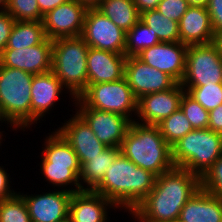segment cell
<instances>
[{"label":"cell","instance_id":"6da1fadb","mask_svg":"<svg viewBox=\"0 0 222 222\" xmlns=\"http://www.w3.org/2000/svg\"><path fill=\"white\" fill-rule=\"evenodd\" d=\"M200 187L198 175L174 167L156 177L152 191L128 214L138 222H177L181 209Z\"/></svg>","mask_w":222,"mask_h":222},{"label":"cell","instance_id":"7a4b0ae2","mask_svg":"<svg viewBox=\"0 0 222 222\" xmlns=\"http://www.w3.org/2000/svg\"><path fill=\"white\" fill-rule=\"evenodd\" d=\"M156 177L120 153L93 191L110 200L119 210L131 212L152 191Z\"/></svg>","mask_w":222,"mask_h":222},{"label":"cell","instance_id":"3957f363","mask_svg":"<svg viewBox=\"0 0 222 222\" xmlns=\"http://www.w3.org/2000/svg\"><path fill=\"white\" fill-rule=\"evenodd\" d=\"M121 153L141 167L160 176L175 166L172 148L161 135L157 125L132 121L121 144Z\"/></svg>","mask_w":222,"mask_h":222},{"label":"cell","instance_id":"277c9868","mask_svg":"<svg viewBox=\"0 0 222 222\" xmlns=\"http://www.w3.org/2000/svg\"><path fill=\"white\" fill-rule=\"evenodd\" d=\"M81 36L53 40L52 69L74 100L87 88V52Z\"/></svg>","mask_w":222,"mask_h":222},{"label":"cell","instance_id":"5b68a950","mask_svg":"<svg viewBox=\"0 0 222 222\" xmlns=\"http://www.w3.org/2000/svg\"><path fill=\"white\" fill-rule=\"evenodd\" d=\"M171 148L174 166L201 178L222 155V134L208 128L194 129Z\"/></svg>","mask_w":222,"mask_h":222},{"label":"cell","instance_id":"8992f818","mask_svg":"<svg viewBox=\"0 0 222 222\" xmlns=\"http://www.w3.org/2000/svg\"><path fill=\"white\" fill-rule=\"evenodd\" d=\"M33 74L0 64V104L17 130L31 126V84Z\"/></svg>","mask_w":222,"mask_h":222},{"label":"cell","instance_id":"52a82bcc","mask_svg":"<svg viewBox=\"0 0 222 222\" xmlns=\"http://www.w3.org/2000/svg\"><path fill=\"white\" fill-rule=\"evenodd\" d=\"M71 101L76 108L108 111L127 117L131 121H135L138 112V100L125 77L114 82L87 85V88Z\"/></svg>","mask_w":222,"mask_h":222},{"label":"cell","instance_id":"ba28073f","mask_svg":"<svg viewBox=\"0 0 222 222\" xmlns=\"http://www.w3.org/2000/svg\"><path fill=\"white\" fill-rule=\"evenodd\" d=\"M222 83V55L214 42L189 45L182 86Z\"/></svg>","mask_w":222,"mask_h":222},{"label":"cell","instance_id":"9c48e42d","mask_svg":"<svg viewBox=\"0 0 222 222\" xmlns=\"http://www.w3.org/2000/svg\"><path fill=\"white\" fill-rule=\"evenodd\" d=\"M81 37L89 47L125 54L126 32L97 8H88Z\"/></svg>","mask_w":222,"mask_h":222},{"label":"cell","instance_id":"30bf717a","mask_svg":"<svg viewBox=\"0 0 222 222\" xmlns=\"http://www.w3.org/2000/svg\"><path fill=\"white\" fill-rule=\"evenodd\" d=\"M88 8L76 0H67L43 17L46 37L50 40L81 36Z\"/></svg>","mask_w":222,"mask_h":222},{"label":"cell","instance_id":"8fae6325","mask_svg":"<svg viewBox=\"0 0 222 222\" xmlns=\"http://www.w3.org/2000/svg\"><path fill=\"white\" fill-rule=\"evenodd\" d=\"M124 77L137 100L148 94L168 90L177 83L167 73L147 65L136 56L127 57Z\"/></svg>","mask_w":222,"mask_h":222},{"label":"cell","instance_id":"7c38bea8","mask_svg":"<svg viewBox=\"0 0 222 222\" xmlns=\"http://www.w3.org/2000/svg\"><path fill=\"white\" fill-rule=\"evenodd\" d=\"M95 136L107 147L120 148L131 125V120L122 115L94 108H76Z\"/></svg>","mask_w":222,"mask_h":222},{"label":"cell","instance_id":"4fadbf2b","mask_svg":"<svg viewBox=\"0 0 222 222\" xmlns=\"http://www.w3.org/2000/svg\"><path fill=\"white\" fill-rule=\"evenodd\" d=\"M188 45L178 42H160L136 55L147 65L167 73L180 83L185 73Z\"/></svg>","mask_w":222,"mask_h":222},{"label":"cell","instance_id":"5bb4252c","mask_svg":"<svg viewBox=\"0 0 222 222\" xmlns=\"http://www.w3.org/2000/svg\"><path fill=\"white\" fill-rule=\"evenodd\" d=\"M49 193L25 195L23 197L31 222H68L72 192L54 189Z\"/></svg>","mask_w":222,"mask_h":222},{"label":"cell","instance_id":"9a60e30c","mask_svg":"<svg viewBox=\"0 0 222 222\" xmlns=\"http://www.w3.org/2000/svg\"><path fill=\"white\" fill-rule=\"evenodd\" d=\"M53 41L46 38L42 43L26 48L4 49L0 53V64L17 68L33 75L52 69Z\"/></svg>","mask_w":222,"mask_h":222},{"label":"cell","instance_id":"2e32d148","mask_svg":"<svg viewBox=\"0 0 222 222\" xmlns=\"http://www.w3.org/2000/svg\"><path fill=\"white\" fill-rule=\"evenodd\" d=\"M184 92L182 85L176 83L168 90L141 97L138 100L137 119L135 121L146 125H157L180 108Z\"/></svg>","mask_w":222,"mask_h":222},{"label":"cell","instance_id":"e0dca14e","mask_svg":"<svg viewBox=\"0 0 222 222\" xmlns=\"http://www.w3.org/2000/svg\"><path fill=\"white\" fill-rule=\"evenodd\" d=\"M56 130L73 148L80 165L107 148L105 144L99 141L87 122L76 111L63 126Z\"/></svg>","mask_w":222,"mask_h":222},{"label":"cell","instance_id":"ac0fdd59","mask_svg":"<svg viewBox=\"0 0 222 222\" xmlns=\"http://www.w3.org/2000/svg\"><path fill=\"white\" fill-rule=\"evenodd\" d=\"M125 54L89 47L87 52V85L114 82L125 74Z\"/></svg>","mask_w":222,"mask_h":222},{"label":"cell","instance_id":"d6986e66","mask_svg":"<svg viewBox=\"0 0 222 222\" xmlns=\"http://www.w3.org/2000/svg\"><path fill=\"white\" fill-rule=\"evenodd\" d=\"M109 208L117 209L110 200L93 190L73 192L68 222H107Z\"/></svg>","mask_w":222,"mask_h":222},{"label":"cell","instance_id":"ffe728a7","mask_svg":"<svg viewBox=\"0 0 222 222\" xmlns=\"http://www.w3.org/2000/svg\"><path fill=\"white\" fill-rule=\"evenodd\" d=\"M65 87L57 76L52 72L33 75L31 84V126L45 114H50V110L59 99Z\"/></svg>","mask_w":222,"mask_h":222},{"label":"cell","instance_id":"44dd1931","mask_svg":"<svg viewBox=\"0 0 222 222\" xmlns=\"http://www.w3.org/2000/svg\"><path fill=\"white\" fill-rule=\"evenodd\" d=\"M180 42L186 45L207 44L214 41V31L206 7L190 6L179 23Z\"/></svg>","mask_w":222,"mask_h":222},{"label":"cell","instance_id":"7402d4cb","mask_svg":"<svg viewBox=\"0 0 222 222\" xmlns=\"http://www.w3.org/2000/svg\"><path fill=\"white\" fill-rule=\"evenodd\" d=\"M177 222H222V199L200 187L181 209Z\"/></svg>","mask_w":222,"mask_h":222},{"label":"cell","instance_id":"603a6c76","mask_svg":"<svg viewBox=\"0 0 222 222\" xmlns=\"http://www.w3.org/2000/svg\"><path fill=\"white\" fill-rule=\"evenodd\" d=\"M44 139L42 147V163H52V165L69 166V168L79 177L80 164L77 154L64 137L55 130L48 133Z\"/></svg>","mask_w":222,"mask_h":222},{"label":"cell","instance_id":"cb8c5ba5","mask_svg":"<svg viewBox=\"0 0 222 222\" xmlns=\"http://www.w3.org/2000/svg\"><path fill=\"white\" fill-rule=\"evenodd\" d=\"M121 153L117 147H107L103 152L80 165L79 183L83 190H93L104 178L106 169ZM82 184H85L82 185ZM87 185V186H86Z\"/></svg>","mask_w":222,"mask_h":222},{"label":"cell","instance_id":"d4e9b609","mask_svg":"<svg viewBox=\"0 0 222 222\" xmlns=\"http://www.w3.org/2000/svg\"><path fill=\"white\" fill-rule=\"evenodd\" d=\"M97 9L126 33L141 18L133 0H103Z\"/></svg>","mask_w":222,"mask_h":222},{"label":"cell","instance_id":"484cf974","mask_svg":"<svg viewBox=\"0 0 222 222\" xmlns=\"http://www.w3.org/2000/svg\"><path fill=\"white\" fill-rule=\"evenodd\" d=\"M46 38L42 21H15L5 49L31 47Z\"/></svg>","mask_w":222,"mask_h":222},{"label":"cell","instance_id":"4316f807","mask_svg":"<svg viewBox=\"0 0 222 222\" xmlns=\"http://www.w3.org/2000/svg\"><path fill=\"white\" fill-rule=\"evenodd\" d=\"M140 20L152 28V32L156 33L160 42L180 41L178 22L162 15L157 9L141 13Z\"/></svg>","mask_w":222,"mask_h":222},{"label":"cell","instance_id":"83f0119b","mask_svg":"<svg viewBox=\"0 0 222 222\" xmlns=\"http://www.w3.org/2000/svg\"><path fill=\"white\" fill-rule=\"evenodd\" d=\"M160 43L156 33L152 32V28L148 27L143 21L139 20L126 33V57L136 56L142 50L150 48Z\"/></svg>","mask_w":222,"mask_h":222},{"label":"cell","instance_id":"f1b7e54d","mask_svg":"<svg viewBox=\"0 0 222 222\" xmlns=\"http://www.w3.org/2000/svg\"><path fill=\"white\" fill-rule=\"evenodd\" d=\"M40 166L44 179L49 181L48 183L54 186V188L58 187V189L63 190L65 187L64 190L72 193L83 190L79 183V177L69 166L52 165V163H41ZM70 185L73 186L74 189L71 188Z\"/></svg>","mask_w":222,"mask_h":222},{"label":"cell","instance_id":"f546056e","mask_svg":"<svg viewBox=\"0 0 222 222\" xmlns=\"http://www.w3.org/2000/svg\"><path fill=\"white\" fill-rule=\"evenodd\" d=\"M157 127L171 147L187 133L194 130L181 108L164 118L157 124Z\"/></svg>","mask_w":222,"mask_h":222},{"label":"cell","instance_id":"4dcf8cb0","mask_svg":"<svg viewBox=\"0 0 222 222\" xmlns=\"http://www.w3.org/2000/svg\"><path fill=\"white\" fill-rule=\"evenodd\" d=\"M207 111L222 104V83L204 86H182Z\"/></svg>","mask_w":222,"mask_h":222},{"label":"cell","instance_id":"1f68e13d","mask_svg":"<svg viewBox=\"0 0 222 222\" xmlns=\"http://www.w3.org/2000/svg\"><path fill=\"white\" fill-rule=\"evenodd\" d=\"M4 9L15 21H43L37 0H4Z\"/></svg>","mask_w":222,"mask_h":222},{"label":"cell","instance_id":"d6a6232c","mask_svg":"<svg viewBox=\"0 0 222 222\" xmlns=\"http://www.w3.org/2000/svg\"><path fill=\"white\" fill-rule=\"evenodd\" d=\"M0 222H31L26 203L20 192L0 202Z\"/></svg>","mask_w":222,"mask_h":222},{"label":"cell","instance_id":"836d02e7","mask_svg":"<svg viewBox=\"0 0 222 222\" xmlns=\"http://www.w3.org/2000/svg\"><path fill=\"white\" fill-rule=\"evenodd\" d=\"M180 108L194 129L208 128L209 111L200 105L186 91L183 93Z\"/></svg>","mask_w":222,"mask_h":222},{"label":"cell","instance_id":"e575fe53","mask_svg":"<svg viewBox=\"0 0 222 222\" xmlns=\"http://www.w3.org/2000/svg\"><path fill=\"white\" fill-rule=\"evenodd\" d=\"M201 188L222 199V155L200 178Z\"/></svg>","mask_w":222,"mask_h":222},{"label":"cell","instance_id":"d590c367","mask_svg":"<svg viewBox=\"0 0 222 222\" xmlns=\"http://www.w3.org/2000/svg\"><path fill=\"white\" fill-rule=\"evenodd\" d=\"M190 7L187 0H161L157 5V10L167 18L179 23L183 14Z\"/></svg>","mask_w":222,"mask_h":222},{"label":"cell","instance_id":"8d00e7d4","mask_svg":"<svg viewBox=\"0 0 222 222\" xmlns=\"http://www.w3.org/2000/svg\"><path fill=\"white\" fill-rule=\"evenodd\" d=\"M15 19L5 10L0 11V53L6 48Z\"/></svg>","mask_w":222,"mask_h":222},{"label":"cell","instance_id":"74e56055","mask_svg":"<svg viewBox=\"0 0 222 222\" xmlns=\"http://www.w3.org/2000/svg\"><path fill=\"white\" fill-rule=\"evenodd\" d=\"M206 9L210 15L214 33L222 30V0H208Z\"/></svg>","mask_w":222,"mask_h":222},{"label":"cell","instance_id":"f35d334b","mask_svg":"<svg viewBox=\"0 0 222 222\" xmlns=\"http://www.w3.org/2000/svg\"><path fill=\"white\" fill-rule=\"evenodd\" d=\"M6 171L7 170H5L3 166H0V202L11 198L16 194L13 189L11 190V186L9 184V182L11 183V178H9L10 174Z\"/></svg>","mask_w":222,"mask_h":222},{"label":"cell","instance_id":"ab89813d","mask_svg":"<svg viewBox=\"0 0 222 222\" xmlns=\"http://www.w3.org/2000/svg\"><path fill=\"white\" fill-rule=\"evenodd\" d=\"M208 129L222 134V104L209 111Z\"/></svg>","mask_w":222,"mask_h":222},{"label":"cell","instance_id":"60d3db41","mask_svg":"<svg viewBox=\"0 0 222 222\" xmlns=\"http://www.w3.org/2000/svg\"><path fill=\"white\" fill-rule=\"evenodd\" d=\"M66 1L67 0H37L40 12L43 16Z\"/></svg>","mask_w":222,"mask_h":222},{"label":"cell","instance_id":"b9f144b4","mask_svg":"<svg viewBox=\"0 0 222 222\" xmlns=\"http://www.w3.org/2000/svg\"><path fill=\"white\" fill-rule=\"evenodd\" d=\"M139 13H143L148 10H153L157 8V5L161 0H133Z\"/></svg>","mask_w":222,"mask_h":222},{"label":"cell","instance_id":"7bdbcfd3","mask_svg":"<svg viewBox=\"0 0 222 222\" xmlns=\"http://www.w3.org/2000/svg\"><path fill=\"white\" fill-rule=\"evenodd\" d=\"M87 8H97L103 0H76Z\"/></svg>","mask_w":222,"mask_h":222},{"label":"cell","instance_id":"ee69618b","mask_svg":"<svg viewBox=\"0 0 222 222\" xmlns=\"http://www.w3.org/2000/svg\"><path fill=\"white\" fill-rule=\"evenodd\" d=\"M213 42L216 44L218 51L222 55V30L215 33Z\"/></svg>","mask_w":222,"mask_h":222},{"label":"cell","instance_id":"f6af8a7d","mask_svg":"<svg viewBox=\"0 0 222 222\" xmlns=\"http://www.w3.org/2000/svg\"><path fill=\"white\" fill-rule=\"evenodd\" d=\"M190 6L206 7L208 0H187Z\"/></svg>","mask_w":222,"mask_h":222},{"label":"cell","instance_id":"bcb514c9","mask_svg":"<svg viewBox=\"0 0 222 222\" xmlns=\"http://www.w3.org/2000/svg\"><path fill=\"white\" fill-rule=\"evenodd\" d=\"M0 123H7L9 124L11 128H13V130H16L17 128L9 121V119L6 117V115L4 114L3 112V109L1 107V104H0ZM7 121V122H6Z\"/></svg>","mask_w":222,"mask_h":222},{"label":"cell","instance_id":"7dc6e473","mask_svg":"<svg viewBox=\"0 0 222 222\" xmlns=\"http://www.w3.org/2000/svg\"><path fill=\"white\" fill-rule=\"evenodd\" d=\"M4 9V0H0V11Z\"/></svg>","mask_w":222,"mask_h":222},{"label":"cell","instance_id":"c3c4849f","mask_svg":"<svg viewBox=\"0 0 222 222\" xmlns=\"http://www.w3.org/2000/svg\"><path fill=\"white\" fill-rule=\"evenodd\" d=\"M2 132H4V131H0V145H1V143L3 142V138H2V136L4 137V135H3V133ZM2 141V142H1Z\"/></svg>","mask_w":222,"mask_h":222}]
</instances>
